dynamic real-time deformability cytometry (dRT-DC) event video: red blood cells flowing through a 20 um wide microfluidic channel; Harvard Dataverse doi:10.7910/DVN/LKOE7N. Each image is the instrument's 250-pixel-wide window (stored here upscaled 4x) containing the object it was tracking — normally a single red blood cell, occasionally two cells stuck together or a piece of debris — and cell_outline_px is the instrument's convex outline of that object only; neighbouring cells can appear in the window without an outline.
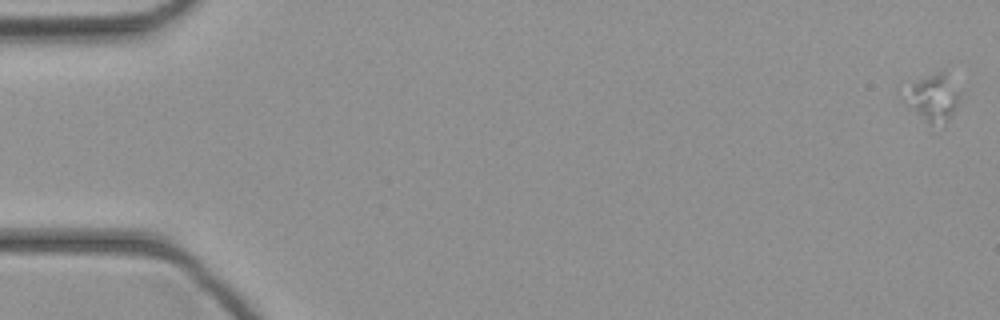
{"species": "common noctule bat (a hibernating species)", "species_latin": "Nyctalus noctula", "temperature_condition": "cold", "stored_images_in_passage": 45, "camera_frame_rate_fps": 3000, "um_per_image_px": 0.085, "animal": {"sex": "female", "body_mass_g": 21.9}, "frame": {"image": 1, "passage_image": 1, "time_ms": 0.0, "image_size_px": [1000, 320], "cell_outline_px": [[956, 104], [952, 112], [944, 124], [928, 124], [900, 100], [900, 96], [912, 84], [928, 76], [940, 72], [944, 72], [956, 92]], "centroid_in_image_um": [79.17, 8.37], "position_along_channel_um": 5.8, "area_um2": 14.28}}
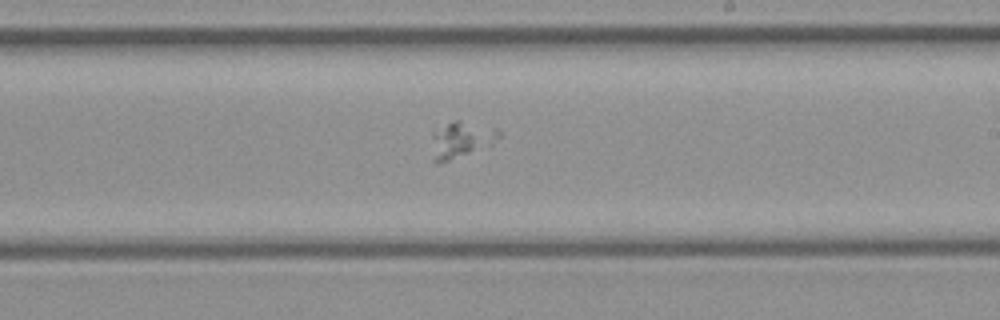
{"frame": {"image": 2, "passage_image": 27, "time_ms": 8.667, "image_size_px": [1000, 320], "cell_outline_px": [[504, 136], [492, 144], [448, 160], [436, 164], [432, 160], [432, 132], [456, 120], [460, 120], [496, 128]], "centroid_in_image_um": [39.21, 11.87], "position_along_channel_um": 249.8, "area_um2": 13.99}}
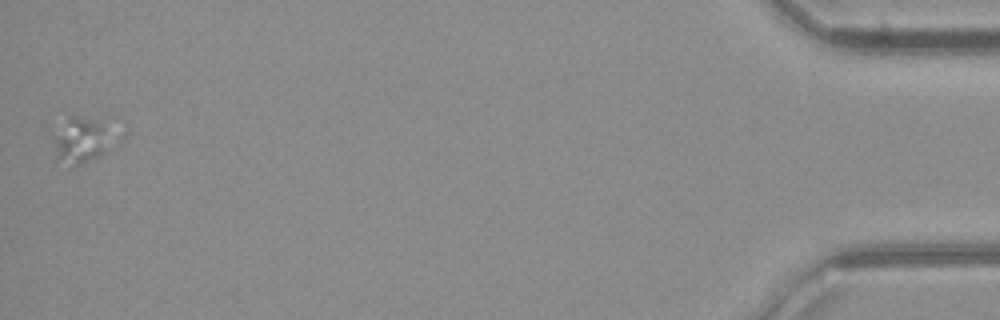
{"frame": {"image": 3, "passage_image": 45, "time_ms": 14.667, "image_size_px": [1000, 320], "cell_outline_px": [[104, 152], [100, 156], [80, 164], [68, 168], [56, 156], [52, 140], [52, 136], [68, 116], [76, 116], [100, 120], [104, 148]], "centroid_in_image_um": [6.66, 11.96], "position_along_channel_um": 428.5, "area_um2": 14.68}}